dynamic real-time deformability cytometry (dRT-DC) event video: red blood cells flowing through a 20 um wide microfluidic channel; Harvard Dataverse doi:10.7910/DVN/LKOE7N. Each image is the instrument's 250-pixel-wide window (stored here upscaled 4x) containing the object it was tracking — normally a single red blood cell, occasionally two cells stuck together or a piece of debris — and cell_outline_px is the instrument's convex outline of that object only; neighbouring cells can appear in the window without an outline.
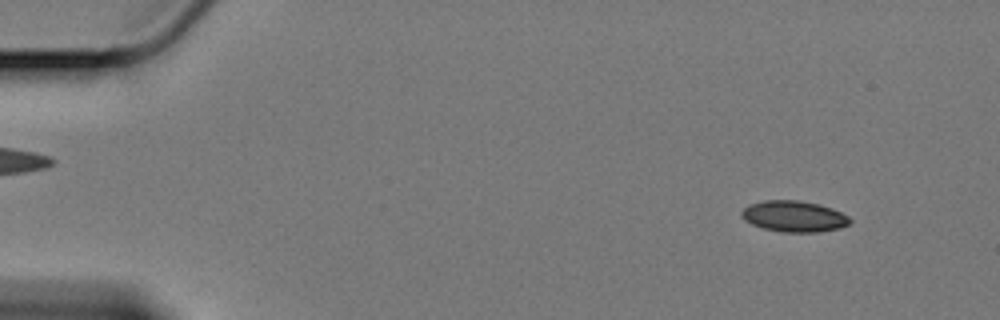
{"species": "Egyptian fruit bat (a non-hibernating species)", "species_latin": "Rousettus aegyptiacus", "temperature_condition": "cold", "stored_images_in_passage": 59, "camera_frame_rate_fps": 3000, "um_per_image_px": 0.085, "animal": {"sex": "female"}, "frame": {"image": 1, "passage_image": 5, "time_ms": 1.333, "image_size_px": [1000, 320], "cell_outline_px": [[852, 220], [848, 224], [840, 228], [820, 232], [780, 232], [764, 228], [752, 224], [744, 220], [740, 212], [748, 204], [764, 200], [796, 200], [820, 204], [832, 208], [848, 216]], "centroid_in_image_um": [67.48, 18.39], "position_along_channel_um": 17.5, "area_um2": 19.71}}
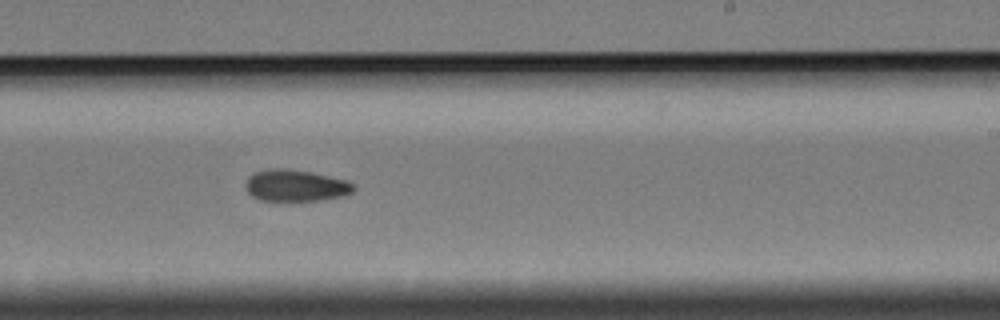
{"frame": {"image": 2, "passage_image": 36, "time_ms": 11.667, "image_size_px": [1000, 320], "cell_outline_px": [[356, 188], [352, 192], [340, 196], [320, 200], [260, 200], [252, 196], [248, 192], [244, 184], [248, 176], [256, 172], [268, 168], [284, 168], [308, 172], [344, 180], [356, 184]], "centroid_in_image_um": [25.09, 15.77], "position_along_channel_um": 263.9, "area_um2": 19.65}}
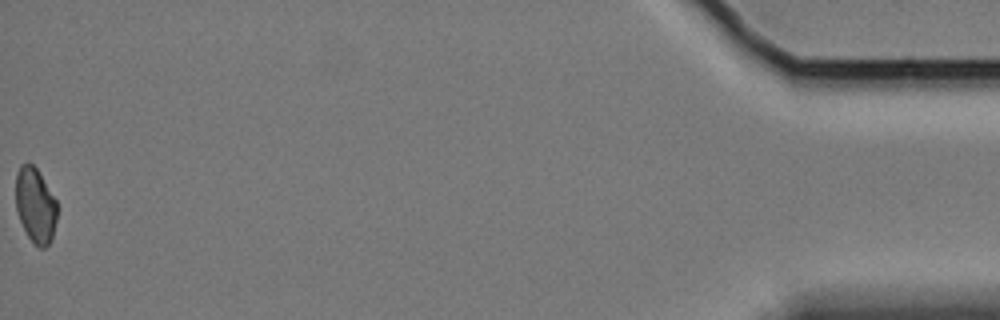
{"frame": {"image": 3, "passage_image": 59, "time_ms": 19.333, "image_size_px": [1000, 320], "cell_outline_px": [[56, 220], [52, 240], [44, 248], [36, 248], [28, 236], [16, 212], [16, 172], [20, 164], [28, 160], [36, 168], [56, 200]], "centroid_in_image_um": [2.99, 17.45], "position_along_channel_um": 432.2, "area_um2": 18.21}, "authors_computed_cell_mechanics": {"area_um2": 19.652, "velocity_mm_per_s": 3.3817, "shape_relaxation_time_tau1_ms": null, "shape_relaxation_time_tau2_ms": 5.5096, "deformation_change_tau1": null, "deformation_change_tau2": 0.0866}}